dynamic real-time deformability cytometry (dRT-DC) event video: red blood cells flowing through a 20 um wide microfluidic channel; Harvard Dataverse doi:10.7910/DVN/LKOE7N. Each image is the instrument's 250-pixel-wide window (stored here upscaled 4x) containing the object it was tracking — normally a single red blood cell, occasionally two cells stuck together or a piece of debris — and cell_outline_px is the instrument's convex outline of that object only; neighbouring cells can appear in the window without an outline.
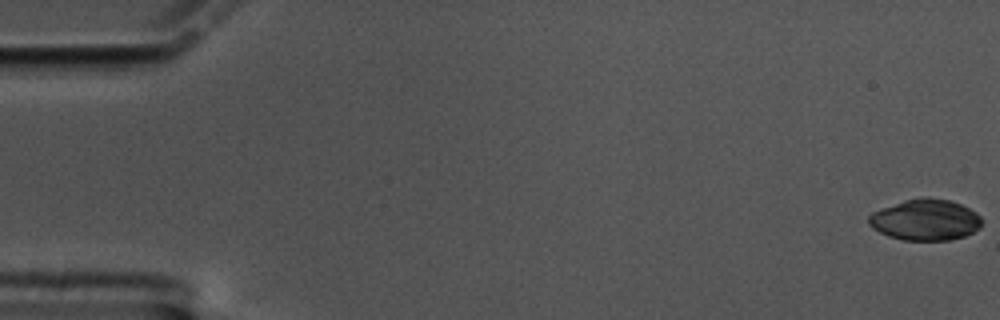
{"species": "common noctule bat (a hibernating species)", "species_latin": "Nyctalus noctula", "temperature_condition": "cold", "stored_images_in_passage": 60, "camera_frame_rate_fps": 3000, "um_per_image_px": 0.085, "animal": {"sex": "male", "body_mass_g": 17.5, "forearm_length_mm": 52.3}, "frame": {"image": 1, "passage_image": 1, "time_ms": 0.0, "image_size_px": [1000, 320], "cell_outline_px": [[980, 228], [964, 236], [948, 240], [904, 240], [888, 236], [872, 228], [868, 224], [868, 216], [872, 212], [904, 200], [928, 196], [948, 200], [960, 204], [976, 212], [980, 216]], "centroid_in_image_um": [78.63, 18.68], "position_along_channel_um": 6.4, "area_um2": 26.99}}
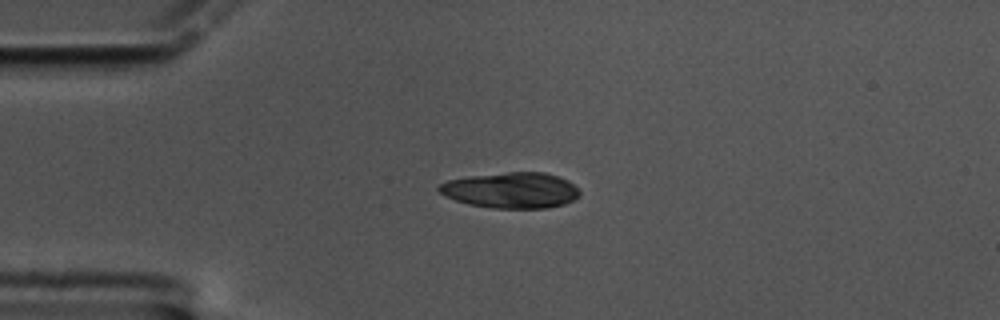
{"frame": {"image": 2, "passage_image": 15, "time_ms": 4.667, "image_size_px": [1000, 320], "cell_outline_px": [[580, 196], [564, 204], [548, 208], [492, 208], [468, 204], [444, 196], [436, 188], [440, 184], [448, 180], [468, 176], [508, 172], [544, 172], [568, 180], [580, 192]], "centroid_in_image_um": [43.43, 16.17], "position_along_channel_um": 41.6, "area_um2": 29.3}}